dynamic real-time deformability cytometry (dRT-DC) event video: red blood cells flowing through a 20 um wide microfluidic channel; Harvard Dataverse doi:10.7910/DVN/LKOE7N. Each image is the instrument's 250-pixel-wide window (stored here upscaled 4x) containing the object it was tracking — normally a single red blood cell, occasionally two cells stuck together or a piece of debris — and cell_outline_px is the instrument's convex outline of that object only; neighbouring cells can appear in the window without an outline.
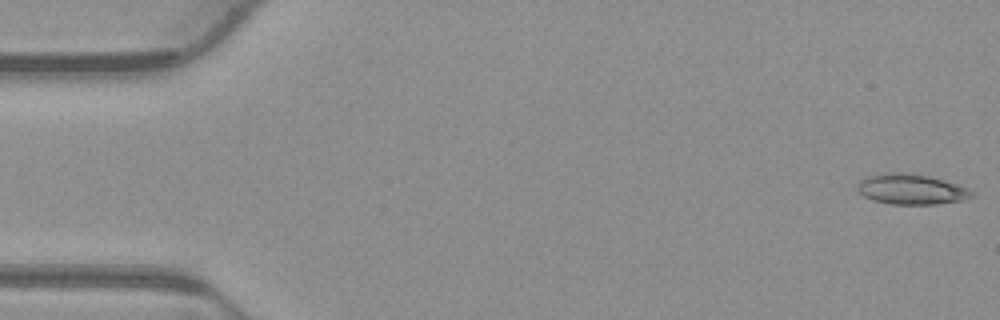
{"species": "common noctule bat (a hibernating species)", "species_latin": "Nyctalus noctula", "temperature_condition": "warm", "stored_images_in_passage": 37, "camera_frame_rate_fps": 3000, "um_per_image_px": 0.085, "animal": {"sex": "male", "body_mass_g": 23.1, "forearm_length_mm": 52.7}, "frame": {"image": 1, "passage_image": 1, "time_ms": 0.0, "image_size_px": [1000, 320], "cell_outline_px": [[976, 196], [964, 200], [936, 204], [892, 204], [872, 200], [864, 196], [856, 188], [860, 180], [868, 176], [888, 172], [900, 172], [928, 176], [944, 180], [968, 188]], "centroid_in_image_um": [77.47, 16.09], "position_along_channel_um": 7.5, "area_um2": 20.17}}
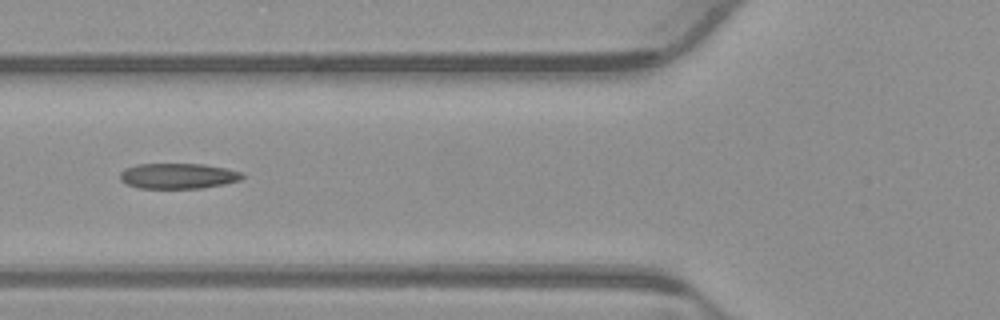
{"frame": {"image": 2, "passage_image": 20, "time_ms": 6.333, "image_size_px": [1000, 320], "cell_outline_px": [[248, 176], [240, 180], [224, 184], [204, 188], [136, 188], [120, 180], [120, 172], [124, 168], [136, 164], [204, 164], [244, 172]], "centroid_in_image_um": [15.17, 14.95], "position_along_channel_um": 110.6, "area_um2": 18.38}}
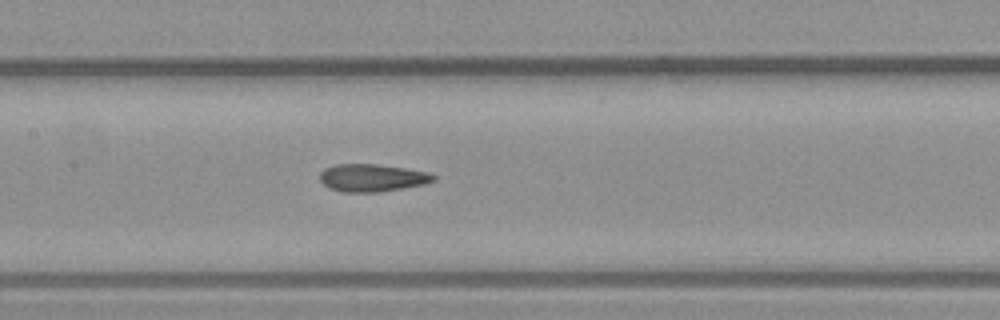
{"frame": {"image": 3, "passage_image": 25, "time_ms": 8.0, "image_size_px": [1000, 320], "cell_outline_px": [[436, 180], [424, 184], [404, 188], [380, 192], [344, 192], [328, 188], [320, 180], [320, 172], [324, 168], [336, 164], [380, 164], [428, 172], [436, 176]], "centroid_in_image_um": [31.63, 15.11], "position_along_channel_um": 175.8, "area_um2": 18.38}}